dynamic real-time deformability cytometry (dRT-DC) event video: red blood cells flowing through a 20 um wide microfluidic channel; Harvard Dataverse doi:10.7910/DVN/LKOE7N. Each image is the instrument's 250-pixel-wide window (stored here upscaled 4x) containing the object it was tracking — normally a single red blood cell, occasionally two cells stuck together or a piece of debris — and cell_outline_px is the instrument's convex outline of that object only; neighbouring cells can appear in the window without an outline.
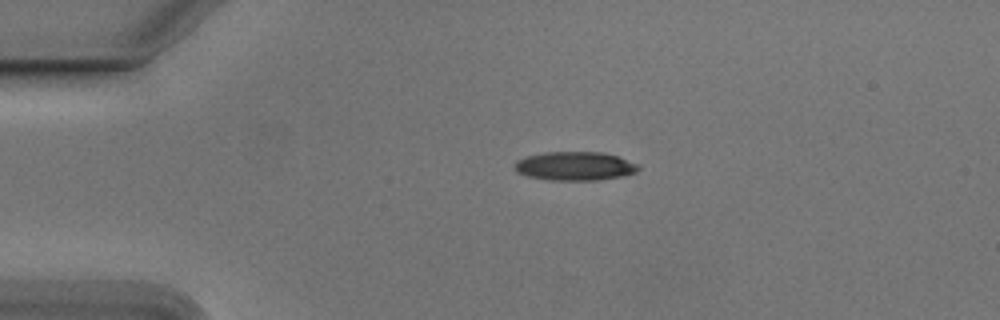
{"species": "Egyptian fruit bat (a non-hibernating species)", "species_latin": "Rousettus aegyptiacus", "temperature_condition": "cold", "stored_images_in_passage": 43, "camera_frame_rate_fps": 3000, "um_per_image_px": 0.085, "animal": {"sex": "male"}, "frame": {"image": 1, "passage_image": 1, "time_ms": 0.0, "image_size_px": [1000, 320], "cell_outline_px": [[640, 168], [636, 172], [620, 176], [600, 180], [548, 180], [528, 176], [516, 172], [512, 168], [516, 160], [528, 156], [544, 152], [604, 152], [640, 164]], "centroid_in_image_um": [48.84, 14.11], "position_along_channel_um": 36.2, "area_um2": 20.87}}
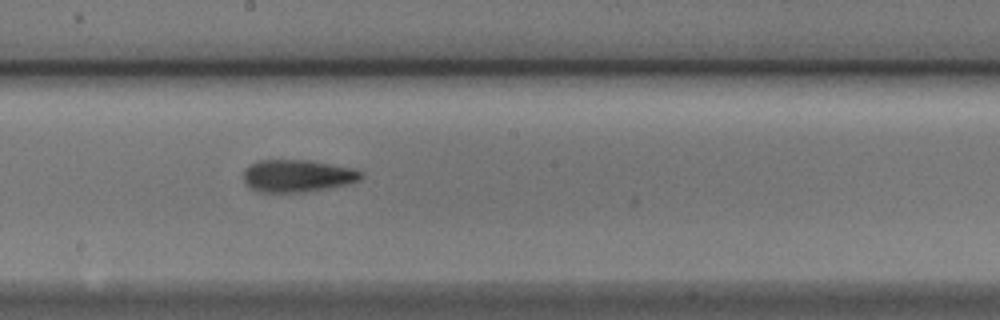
{"frame": {"image": 2, "passage_image": 19, "time_ms": 6.0, "image_size_px": [1000, 320], "cell_outline_px": [[364, 176], [360, 180], [348, 184], [308, 192], [256, 192], [248, 188], [244, 180], [244, 168], [260, 160], [308, 160], [352, 168], [364, 172]], "centroid_in_image_um": [25.28, 14.96], "position_along_channel_um": 222.9, "area_um2": 22.37}}
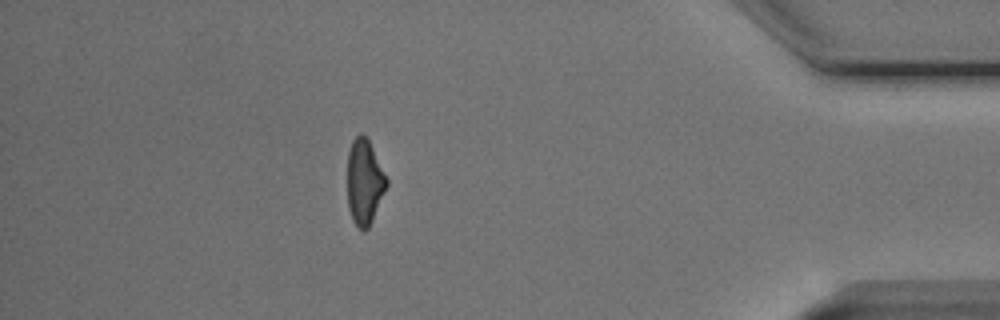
{"frame": {"image": 3, "passage_image": 37, "time_ms": 12.0, "image_size_px": [1000, 320], "cell_outline_px": [[388, 184], [372, 220], [368, 228], [364, 232], [356, 228], [352, 220], [348, 208], [348, 152], [352, 140], [360, 132], [368, 140], [388, 180]], "centroid_in_image_um": [30.96, 15.51], "position_along_channel_um": 404.2, "area_um2": 19.36}, "authors_computed_cell_mechanics": {"area_um2": 20.9236, "velocity_mm_per_s": 3.7779, "shape_relaxation_time_tau1_ms": 2.8566, "shape_relaxation_time_tau2_ms": 3.6382, "deformation_change_tau1": 0.1551, "deformation_change_tau2": 0.1364}}